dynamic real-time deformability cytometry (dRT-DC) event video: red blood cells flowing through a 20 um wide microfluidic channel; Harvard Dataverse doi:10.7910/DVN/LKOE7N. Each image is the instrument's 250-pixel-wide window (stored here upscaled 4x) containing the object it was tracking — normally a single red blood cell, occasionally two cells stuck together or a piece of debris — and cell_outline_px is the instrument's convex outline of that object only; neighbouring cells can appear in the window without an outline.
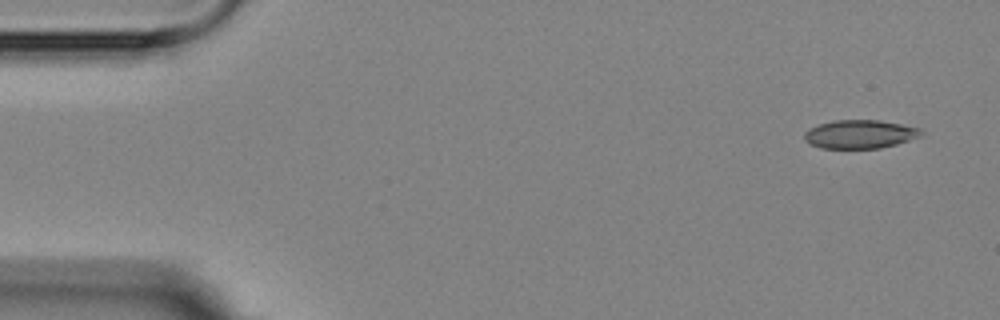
{"species": "Egyptian fruit bat (a non-hibernating species)", "species_latin": "Rousettus aegyptiacus", "temperature_condition": "room temperature", "stored_images_in_passage": 16, "camera_frame_rate_fps": 3000, "um_per_image_px": 0.085, "animal": {"sex": "female"}, "frame": {"image": 1, "passage_image": 1, "time_ms": 0.0, "image_size_px": [1000, 320], "cell_outline_px": [[924, 136], [896, 144], [880, 148], [820, 148], [804, 140], [804, 132], [820, 124], [836, 120], [880, 120], [920, 128], [924, 132]], "centroid_in_image_um": [73.15, 11.41], "position_along_channel_um": 11.9, "area_um2": 19.36}}
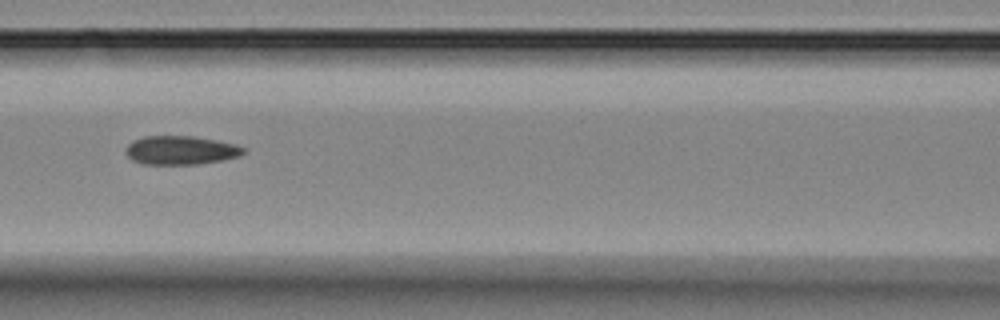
{"frame": {"image": 2, "passage_image": 7, "time_ms": 7.0, "image_size_px": [1000, 320], "cell_outline_px": [[248, 152], [240, 156], [224, 160], [196, 164], [144, 164], [132, 160], [124, 152], [124, 148], [132, 140], [144, 136], [192, 136], [216, 140], [236, 144], [248, 148]], "centroid_in_image_um": [15.39, 12.77], "position_along_channel_um": 151.2, "area_um2": 20.06}}
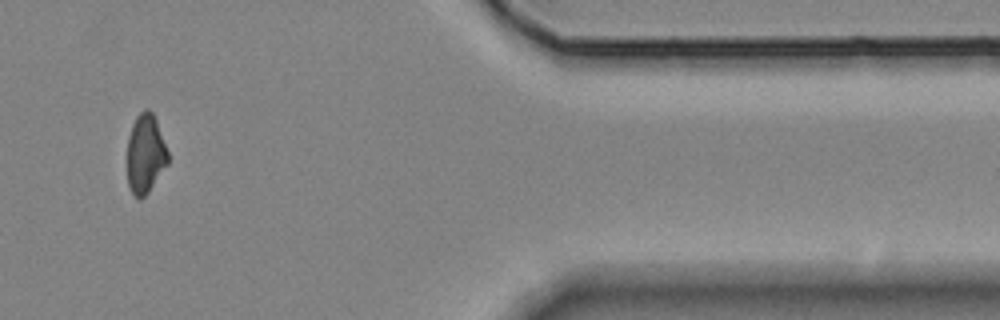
{"frame": {"image": 3, "passage_image": 14, "time_ms": 15.0, "image_size_px": [1000, 320], "cell_outline_px": [[168, 164], [148, 192], [140, 200], [132, 192], [128, 184], [128, 136], [132, 124], [136, 116], [144, 108], [148, 108], [152, 112], [156, 120], [168, 152]], "centroid_in_image_um": [12.36, 13.05], "position_along_channel_um": 399.0, "area_um2": 18.67}, "authors_computed_cell_mechanics": {"area_um2": 19.9988, "velocity_mm_per_s": 3.5599, "shape_relaxation_time_tau1_ms": 8.2744, "shape_relaxation_time_tau2_ms": 3.7248, "deformation_change_tau1": 0.1419, "deformation_change_tau2": 0.0733}}